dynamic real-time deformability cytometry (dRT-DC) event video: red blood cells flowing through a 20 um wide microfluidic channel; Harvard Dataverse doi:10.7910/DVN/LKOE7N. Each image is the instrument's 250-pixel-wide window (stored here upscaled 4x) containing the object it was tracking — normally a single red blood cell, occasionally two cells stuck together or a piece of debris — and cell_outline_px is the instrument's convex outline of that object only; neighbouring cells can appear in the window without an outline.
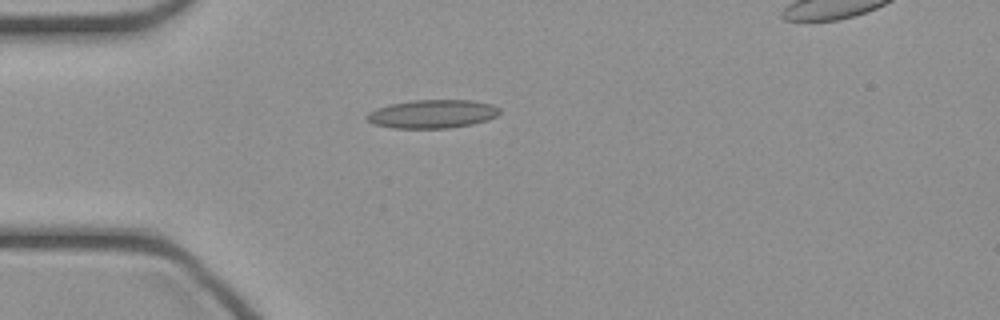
{"species": "common noctule bat (a hibernating species)", "species_latin": "Nyctalus noctula", "temperature_condition": "cold", "stored_images_in_passage": 29, "camera_frame_rate_fps": 3000, "um_per_image_px": 0.085, "animal": {"sex": "female", "body_mass_g": 21.9}, "frame": {"image": 1, "passage_image": 1, "time_ms": 0.0, "image_size_px": [1000, 320], "cell_outline_px": [[500, 112], [496, 116], [488, 120], [472, 124], [448, 128], [392, 128], [376, 124], [368, 120], [364, 116], [368, 112], [392, 104], [412, 100], [472, 100], [492, 104], [500, 108]], "centroid_in_image_um": [36.79, 9.68], "position_along_channel_um": 48.2, "area_um2": 21.91}}
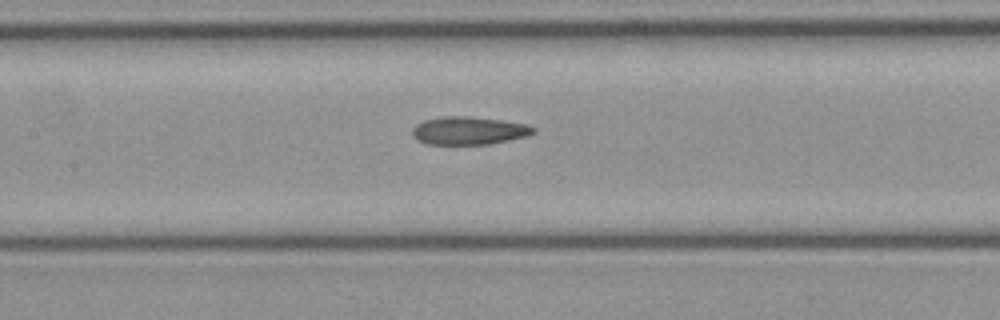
{"frame": {"image": 2, "passage_image": 10, "time_ms": 3.0, "image_size_px": [1000, 320], "cell_outline_px": [[536, 132], [528, 136], [488, 144], [428, 144], [416, 140], [412, 136], [412, 128], [416, 124], [424, 120], [444, 116], [468, 116], [500, 120], [528, 124], [536, 128]], "centroid_in_image_um": [39.85, 11.1], "position_along_channel_um": 167.6, "area_um2": 19.83}}
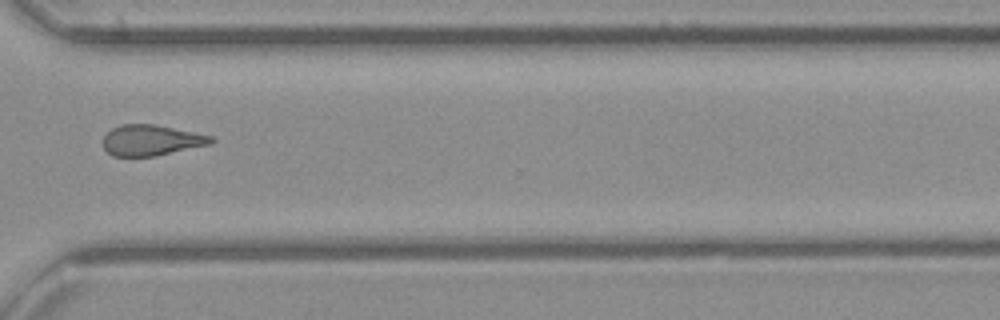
{"frame": {"image": 3, "passage_image": 23, "time_ms": 7.333, "image_size_px": [1000, 320], "cell_outline_px": [[216, 140], [212, 144], [156, 156], [112, 156], [104, 148], [104, 136], [112, 128], [120, 124], [152, 124], [212, 136]], "centroid_in_image_um": [12.87, 11.93], "position_along_channel_um": 357.7, "area_um2": 19.25}}